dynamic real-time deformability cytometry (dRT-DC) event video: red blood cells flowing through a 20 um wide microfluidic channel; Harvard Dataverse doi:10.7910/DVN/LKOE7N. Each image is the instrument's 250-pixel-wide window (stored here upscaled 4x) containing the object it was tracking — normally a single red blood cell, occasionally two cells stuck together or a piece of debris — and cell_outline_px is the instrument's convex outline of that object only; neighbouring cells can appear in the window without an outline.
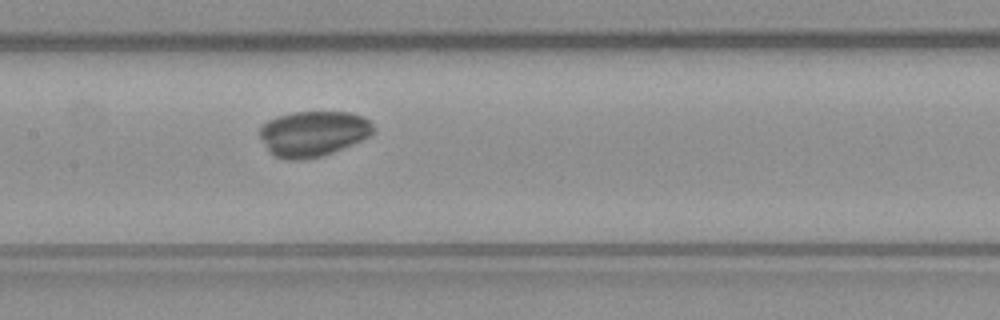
{"species": "common noctule bat (a hibernating species)", "species_latin": "Nyctalus noctula", "temperature_condition": "warm", "stored_images_in_passage": 37, "camera_frame_rate_fps": 3000, "um_per_image_px": 0.085, "animal": {"sex": "male", "body_mass_g": 23.1, "forearm_length_mm": 52.7}, "frame": {"image": 1, "passage_image": 12, "time_ms": 3.667, "image_size_px": [1000, 320], "cell_outline_px": [[376, 132], [372, 136], [332, 152], [320, 156], [296, 160], [288, 160], [276, 156], [268, 148], [260, 136], [260, 128], [268, 120], [276, 116], [292, 112], [352, 112], [364, 116], [376, 128]], "centroid_in_image_um": [26.68, 11.33], "position_along_channel_um": 180.7, "area_um2": 30.0}}